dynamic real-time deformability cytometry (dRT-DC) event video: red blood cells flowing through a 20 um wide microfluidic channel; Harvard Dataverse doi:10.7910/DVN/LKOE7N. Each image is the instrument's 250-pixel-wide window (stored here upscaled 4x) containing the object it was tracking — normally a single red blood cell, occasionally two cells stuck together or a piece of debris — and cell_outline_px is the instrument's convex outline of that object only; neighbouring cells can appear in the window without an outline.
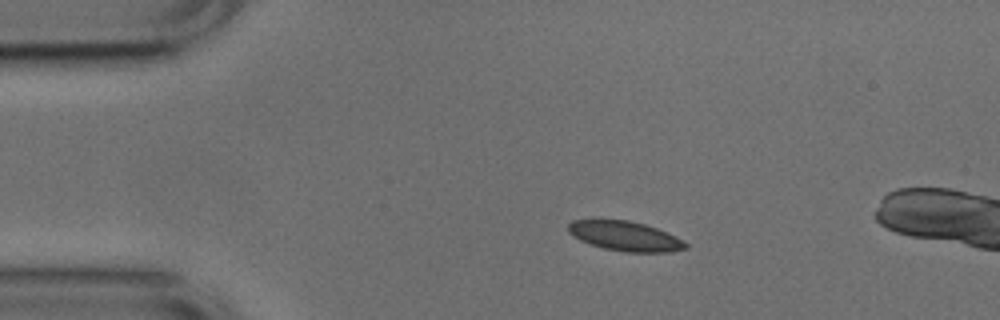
{"species": "common noctule bat (a hibernating species)", "species_latin": "Nyctalus noctula", "temperature_condition": "cold", "stored_images_in_passage": 15, "camera_frame_rate_fps": 3000, "um_per_image_px": 0.085, "animal": {"sex": "male", "body_mass_g": 17.9, "forearm_length_mm": 54.2}, "frame": {"image": 1, "passage_image": 9, "time_ms": 2.667, "image_size_px": [1000, 320], "cell_outline_px": [[688, 248], [668, 252], [624, 252], [604, 248], [580, 240], [568, 232], [568, 224], [572, 220], [628, 220], [644, 224], [656, 228], [676, 236], [684, 240], [688, 244]], "centroid_in_image_um": [53.16, 20.07], "position_along_channel_um": 31.8, "area_um2": 20.17}}